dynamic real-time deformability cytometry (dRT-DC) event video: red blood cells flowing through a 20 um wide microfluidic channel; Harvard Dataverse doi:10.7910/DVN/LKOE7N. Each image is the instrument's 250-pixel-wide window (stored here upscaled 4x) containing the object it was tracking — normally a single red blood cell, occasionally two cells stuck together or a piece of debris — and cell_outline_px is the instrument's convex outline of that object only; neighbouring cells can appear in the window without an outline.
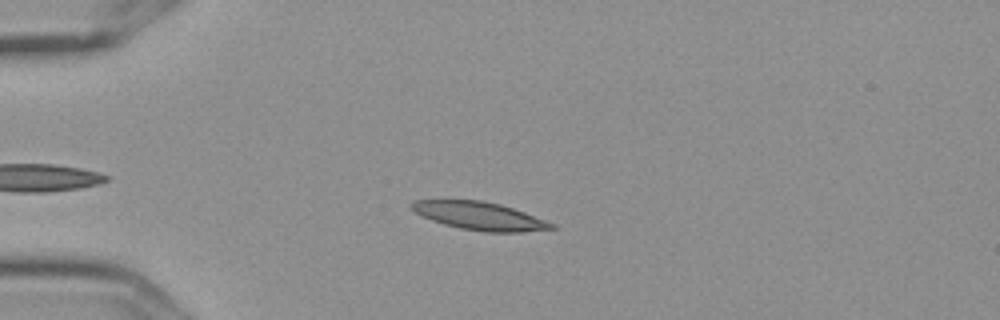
{"species": "Egyptian fruit bat (a non-hibernating species)", "species_latin": "Rousettus aegyptiacus", "temperature_condition": "cold", "stored_images_in_passage": 6, "camera_frame_rate_fps": 3000, "um_per_image_px": 0.085, "frame": {"image": 1, "passage_image": 5, "time_ms": 1.333, "image_size_px": [1000, 320], "cell_outline_px": [[556, 228], [524, 232], [484, 232], [460, 228], [444, 224], [432, 220], [408, 208], [408, 204], [412, 200], [480, 200], [500, 204], [524, 212], [556, 224]], "centroid_in_image_um": [40.75, 18.35], "position_along_channel_um": 44.2, "area_um2": 22.83}}